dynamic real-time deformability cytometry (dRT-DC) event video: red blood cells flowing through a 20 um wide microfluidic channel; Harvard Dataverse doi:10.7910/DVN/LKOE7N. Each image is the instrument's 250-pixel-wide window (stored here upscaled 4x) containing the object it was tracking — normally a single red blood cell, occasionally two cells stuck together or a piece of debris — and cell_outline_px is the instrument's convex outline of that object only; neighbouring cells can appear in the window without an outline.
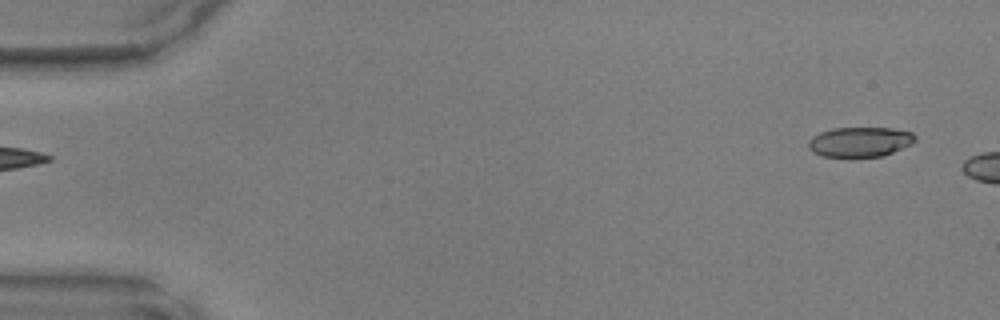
{"species": "common noctule bat (a hibernating species)", "species_latin": "Nyctalus noctula", "temperature_condition": "warm", "stored_images_in_passage": 4, "camera_frame_rate_fps": 3000, "um_per_image_px": 0.085, "animal": {"sex": "male", "body_mass_g": 17.9, "forearm_length_mm": 54.2}, "frame": {"image": 1, "passage_image": 1, "time_ms": 0.0, "image_size_px": [1000, 320], "cell_outline_px": [[916, 140], [912, 144], [884, 156], [824, 156], [812, 152], [808, 148], [808, 140], [812, 136], [820, 132], [832, 128], [892, 128], [912, 132], [916, 136]], "centroid_in_image_um": [73.1, 12.05], "position_along_channel_um": 11.9, "area_um2": 18.61}}